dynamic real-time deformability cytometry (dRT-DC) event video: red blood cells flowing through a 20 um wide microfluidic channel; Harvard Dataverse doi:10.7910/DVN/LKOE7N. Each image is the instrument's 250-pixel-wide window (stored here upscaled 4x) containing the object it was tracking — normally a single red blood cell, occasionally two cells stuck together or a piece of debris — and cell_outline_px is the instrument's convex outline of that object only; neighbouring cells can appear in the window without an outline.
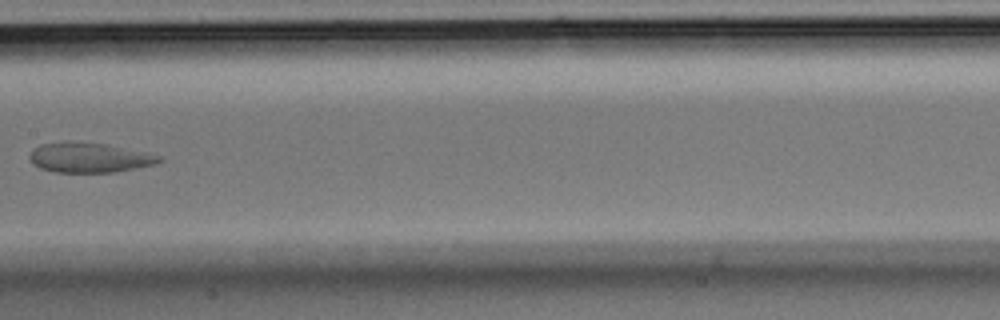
{"species": "Egyptian fruit bat (a non-hibernating species)", "species_latin": "Rousettus aegyptiacus", "temperature_condition": "room temperature", "stored_images_in_passage": 7, "camera_frame_rate_fps": 3000, "um_per_image_px": 0.085, "animal": {"sex": "male"}, "frame": {"image": 1, "passage_image": 7, "time_ms": 2.0, "image_size_px": [1000, 320], "cell_outline_px": [[164, 160], [156, 164], [116, 172], [52, 172], [40, 168], [32, 164], [28, 156], [32, 148], [40, 144], [68, 140], [72, 140], [108, 144], [144, 152], [160, 156]], "centroid_in_image_um": [7.53, 13.38], "position_along_channel_um": 199.9, "area_um2": 23.0}}